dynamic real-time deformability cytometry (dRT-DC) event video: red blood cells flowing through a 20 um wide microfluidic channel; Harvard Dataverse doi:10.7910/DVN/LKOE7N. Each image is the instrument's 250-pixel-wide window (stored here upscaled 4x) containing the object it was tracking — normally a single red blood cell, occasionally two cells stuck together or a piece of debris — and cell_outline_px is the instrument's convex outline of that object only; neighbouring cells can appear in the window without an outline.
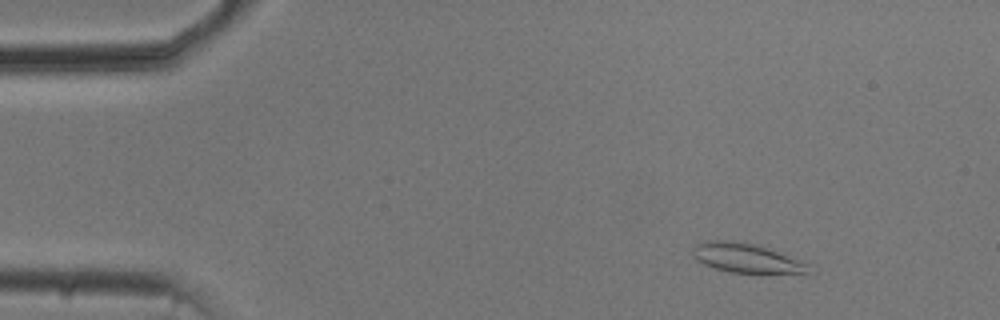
{"species": "common noctule bat (a hibernating species)", "species_latin": "Nyctalus noctula", "temperature_condition": "cold", "stored_images_in_passage": 54, "camera_frame_rate_fps": 3000, "um_per_image_px": 0.085, "animal": {"sex": "male", "body_mass_g": 20.5, "forearm_length_mm": 52.5}, "frame": {"image": 1, "passage_image": 7, "time_ms": 2.0, "image_size_px": [1000, 320], "cell_outline_px": [[808, 264], [804, 272], [732, 272], [716, 268], [704, 264], [696, 260], [692, 256], [692, 248], [696, 244], [704, 240], [744, 240]], "centroid_in_image_um": [63.24, 21.88], "position_along_channel_um": 21.8, "area_um2": 19.13}}
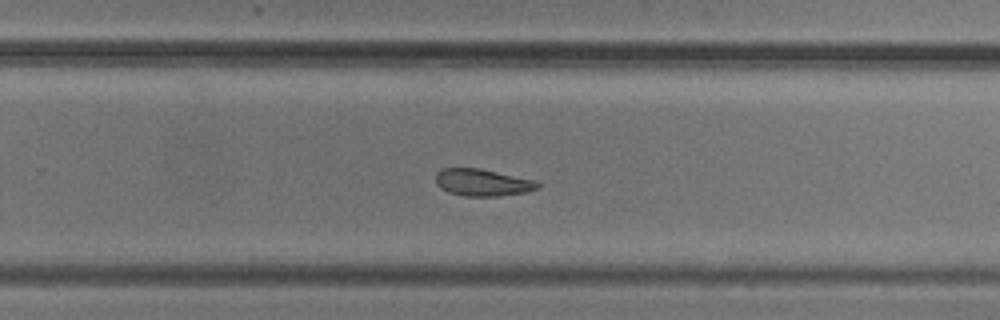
{"frame": {"image": 2, "passage_image": 35, "time_ms": 11.333, "image_size_px": [1000, 320], "cell_outline_px": [[540, 188], [528, 192], [496, 196], [464, 196], [448, 192], [440, 188], [436, 184], [436, 172], [444, 168], [480, 168], [536, 180], [540, 184]], "centroid_in_image_um": [41.03, 15.51], "position_along_channel_um": 288.8, "area_um2": 16.24}}
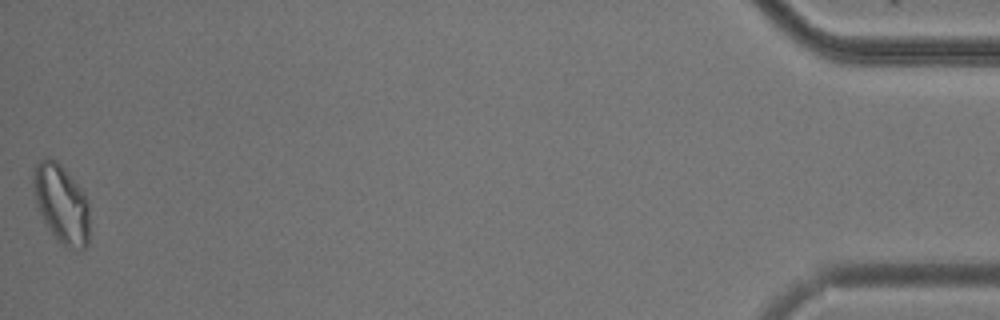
{"frame": {"image": 3, "passage_image": 54, "time_ms": 17.667, "image_size_px": [1000, 320], "cell_outline_px": [[88, 244], [84, 248], [76, 252], [56, 240], [44, 220], [36, 204], [32, 184], [32, 168], [44, 156], [48, 156], [56, 160], [64, 168], [84, 192], [88, 200]], "centroid_in_image_um": [5.2, 17.3], "position_along_channel_um": 430.0, "area_um2": 26.07}, "authors_computed_cell_mechanics": {"area_um2": 18.2937, "velocity_mm_per_s": 3.7342, "shape_relaxation_time_tau1_ms": null, "shape_relaxation_time_tau2_ms": 5.1397, "deformation_change_tau1": null, "deformation_change_tau2": 0.1119}}